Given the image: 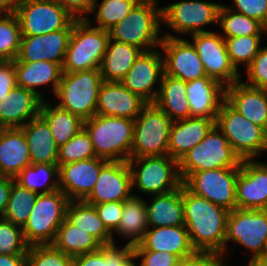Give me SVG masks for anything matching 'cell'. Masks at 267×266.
<instances>
[{"label":"cell","mask_w":267,"mask_h":266,"mask_svg":"<svg viewBox=\"0 0 267 266\" xmlns=\"http://www.w3.org/2000/svg\"><path fill=\"white\" fill-rule=\"evenodd\" d=\"M89 17L75 19L69 38L63 72L100 70L110 39L109 31L91 26Z\"/></svg>","instance_id":"cell-4"},{"label":"cell","mask_w":267,"mask_h":266,"mask_svg":"<svg viewBox=\"0 0 267 266\" xmlns=\"http://www.w3.org/2000/svg\"><path fill=\"white\" fill-rule=\"evenodd\" d=\"M74 21L66 28L36 36H22L18 62L48 61L63 66Z\"/></svg>","instance_id":"cell-21"},{"label":"cell","mask_w":267,"mask_h":266,"mask_svg":"<svg viewBox=\"0 0 267 266\" xmlns=\"http://www.w3.org/2000/svg\"><path fill=\"white\" fill-rule=\"evenodd\" d=\"M216 119L189 117L172 122L168 155L180 160L191 148L200 143L215 125Z\"/></svg>","instance_id":"cell-27"},{"label":"cell","mask_w":267,"mask_h":266,"mask_svg":"<svg viewBox=\"0 0 267 266\" xmlns=\"http://www.w3.org/2000/svg\"><path fill=\"white\" fill-rule=\"evenodd\" d=\"M64 7L74 18L86 19L92 9L95 0H53Z\"/></svg>","instance_id":"cell-54"},{"label":"cell","mask_w":267,"mask_h":266,"mask_svg":"<svg viewBox=\"0 0 267 266\" xmlns=\"http://www.w3.org/2000/svg\"><path fill=\"white\" fill-rule=\"evenodd\" d=\"M239 168H220L192 173L183 185L193 194L232 211L236 204Z\"/></svg>","instance_id":"cell-14"},{"label":"cell","mask_w":267,"mask_h":266,"mask_svg":"<svg viewBox=\"0 0 267 266\" xmlns=\"http://www.w3.org/2000/svg\"><path fill=\"white\" fill-rule=\"evenodd\" d=\"M146 105L121 82L103 81L98 92L96 114L135 120Z\"/></svg>","instance_id":"cell-22"},{"label":"cell","mask_w":267,"mask_h":266,"mask_svg":"<svg viewBox=\"0 0 267 266\" xmlns=\"http://www.w3.org/2000/svg\"><path fill=\"white\" fill-rule=\"evenodd\" d=\"M238 243L249 250L252 257H264L267 251V209L236 208L229 212L226 236L224 240V254L228 242Z\"/></svg>","instance_id":"cell-11"},{"label":"cell","mask_w":267,"mask_h":266,"mask_svg":"<svg viewBox=\"0 0 267 266\" xmlns=\"http://www.w3.org/2000/svg\"><path fill=\"white\" fill-rule=\"evenodd\" d=\"M221 3L198 0H182L162 6L163 24L174 33L192 35L207 32L202 27L218 24Z\"/></svg>","instance_id":"cell-13"},{"label":"cell","mask_w":267,"mask_h":266,"mask_svg":"<svg viewBox=\"0 0 267 266\" xmlns=\"http://www.w3.org/2000/svg\"><path fill=\"white\" fill-rule=\"evenodd\" d=\"M21 129L28 142L31 164H57L59 147L55 143L49 124L40 114Z\"/></svg>","instance_id":"cell-30"},{"label":"cell","mask_w":267,"mask_h":266,"mask_svg":"<svg viewBox=\"0 0 267 266\" xmlns=\"http://www.w3.org/2000/svg\"><path fill=\"white\" fill-rule=\"evenodd\" d=\"M134 260H138V258L134 255V253L123 263L122 266H137L136 263H134ZM138 266H141L140 263Z\"/></svg>","instance_id":"cell-59"},{"label":"cell","mask_w":267,"mask_h":266,"mask_svg":"<svg viewBox=\"0 0 267 266\" xmlns=\"http://www.w3.org/2000/svg\"><path fill=\"white\" fill-rule=\"evenodd\" d=\"M22 36H36L66 29L74 18L53 0H19L16 12Z\"/></svg>","instance_id":"cell-12"},{"label":"cell","mask_w":267,"mask_h":266,"mask_svg":"<svg viewBox=\"0 0 267 266\" xmlns=\"http://www.w3.org/2000/svg\"><path fill=\"white\" fill-rule=\"evenodd\" d=\"M160 49L163 52L164 73L166 75L185 82L207 76L204 65L192 42L172 33H166L163 34Z\"/></svg>","instance_id":"cell-16"},{"label":"cell","mask_w":267,"mask_h":266,"mask_svg":"<svg viewBox=\"0 0 267 266\" xmlns=\"http://www.w3.org/2000/svg\"><path fill=\"white\" fill-rule=\"evenodd\" d=\"M53 106L46 99L42 101L40 115L49 124L55 143L60 147L83 129L84 120L57 105Z\"/></svg>","instance_id":"cell-36"},{"label":"cell","mask_w":267,"mask_h":266,"mask_svg":"<svg viewBox=\"0 0 267 266\" xmlns=\"http://www.w3.org/2000/svg\"><path fill=\"white\" fill-rule=\"evenodd\" d=\"M14 181L13 177L0 175V217H2L5 212Z\"/></svg>","instance_id":"cell-55"},{"label":"cell","mask_w":267,"mask_h":266,"mask_svg":"<svg viewBox=\"0 0 267 266\" xmlns=\"http://www.w3.org/2000/svg\"><path fill=\"white\" fill-rule=\"evenodd\" d=\"M37 196V193L21 187L14 181L2 218L23 228L28 221Z\"/></svg>","instance_id":"cell-41"},{"label":"cell","mask_w":267,"mask_h":266,"mask_svg":"<svg viewBox=\"0 0 267 266\" xmlns=\"http://www.w3.org/2000/svg\"><path fill=\"white\" fill-rule=\"evenodd\" d=\"M141 0H95L91 15L95 14V27L109 31L123 20ZM99 5V6H98ZM98 6V7H97ZM96 12V13H94Z\"/></svg>","instance_id":"cell-42"},{"label":"cell","mask_w":267,"mask_h":266,"mask_svg":"<svg viewBox=\"0 0 267 266\" xmlns=\"http://www.w3.org/2000/svg\"><path fill=\"white\" fill-rule=\"evenodd\" d=\"M109 161L93 157L59 166V188L70 201H83Z\"/></svg>","instance_id":"cell-20"},{"label":"cell","mask_w":267,"mask_h":266,"mask_svg":"<svg viewBox=\"0 0 267 266\" xmlns=\"http://www.w3.org/2000/svg\"><path fill=\"white\" fill-rule=\"evenodd\" d=\"M262 38V35L224 37L230 61L237 71H240L238 65L243 64L246 69L253 62L261 50Z\"/></svg>","instance_id":"cell-43"},{"label":"cell","mask_w":267,"mask_h":266,"mask_svg":"<svg viewBox=\"0 0 267 266\" xmlns=\"http://www.w3.org/2000/svg\"><path fill=\"white\" fill-rule=\"evenodd\" d=\"M134 250L167 251L179 259L196 251L185 226L149 227L142 240L134 245Z\"/></svg>","instance_id":"cell-25"},{"label":"cell","mask_w":267,"mask_h":266,"mask_svg":"<svg viewBox=\"0 0 267 266\" xmlns=\"http://www.w3.org/2000/svg\"><path fill=\"white\" fill-rule=\"evenodd\" d=\"M234 6L227 5L233 11L257 19L267 28V0H233Z\"/></svg>","instance_id":"cell-49"},{"label":"cell","mask_w":267,"mask_h":266,"mask_svg":"<svg viewBox=\"0 0 267 266\" xmlns=\"http://www.w3.org/2000/svg\"><path fill=\"white\" fill-rule=\"evenodd\" d=\"M186 92L191 117L217 118L225 100V87L206 76L186 82Z\"/></svg>","instance_id":"cell-26"},{"label":"cell","mask_w":267,"mask_h":266,"mask_svg":"<svg viewBox=\"0 0 267 266\" xmlns=\"http://www.w3.org/2000/svg\"><path fill=\"white\" fill-rule=\"evenodd\" d=\"M94 207L103 225L112 234L120 224L123 202L111 201L94 205Z\"/></svg>","instance_id":"cell-50"},{"label":"cell","mask_w":267,"mask_h":266,"mask_svg":"<svg viewBox=\"0 0 267 266\" xmlns=\"http://www.w3.org/2000/svg\"><path fill=\"white\" fill-rule=\"evenodd\" d=\"M242 160L234 152L222 131L214 125L206 137L179 161L184 182L192 173L220 168H239Z\"/></svg>","instance_id":"cell-5"},{"label":"cell","mask_w":267,"mask_h":266,"mask_svg":"<svg viewBox=\"0 0 267 266\" xmlns=\"http://www.w3.org/2000/svg\"><path fill=\"white\" fill-rule=\"evenodd\" d=\"M157 1L141 0L130 13L110 30V39L138 47L142 52L160 47L162 7Z\"/></svg>","instance_id":"cell-2"},{"label":"cell","mask_w":267,"mask_h":266,"mask_svg":"<svg viewBox=\"0 0 267 266\" xmlns=\"http://www.w3.org/2000/svg\"><path fill=\"white\" fill-rule=\"evenodd\" d=\"M68 197L60 190L38 194L27 223L22 228L29 245L52 244L57 230L66 218Z\"/></svg>","instance_id":"cell-9"},{"label":"cell","mask_w":267,"mask_h":266,"mask_svg":"<svg viewBox=\"0 0 267 266\" xmlns=\"http://www.w3.org/2000/svg\"><path fill=\"white\" fill-rule=\"evenodd\" d=\"M141 52L138 47L109 39L100 65L103 81L120 82Z\"/></svg>","instance_id":"cell-33"},{"label":"cell","mask_w":267,"mask_h":266,"mask_svg":"<svg viewBox=\"0 0 267 266\" xmlns=\"http://www.w3.org/2000/svg\"><path fill=\"white\" fill-rule=\"evenodd\" d=\"M21 27L15 13L0 14V58L16 60L21 44Z\"/></svg>","instance_id":"cell-44"},{"label":"cell","mask_w":267,"mask_h":266,"mask_svg":"<svg viewBox=\"0 0 267 266\" xmlns=\"http://www.w3.org/2000/svg\"><path fill=\"white\" fill-rule=\"evenodd\" d=\"M52 245L71 257L86 254L101 247L90 233L73 226L66 219L59 226Z\"/></svg>","instance_id":"cell-38"},{"label":"cell","mask_w":267,"mask_h":266,"mask_svg":"<svg viewBox=\"0 0 267 266\" xmlns=\"http://www.w3.org/2000/svg\"><path fill=\"white\" fill-rule=\"evenodd\" d=\"M164 73V58L160 50L143 51L133 66L120 81L127 89L138 95L147 104H153Z\"/></svg>","instance_id":"cell-17"},{"label":"cell","mask_w":267,"mask_h":266,"mask_svg":"<svg viewBox=\"0 0 267 266\" xmlns=\"http://www.w3.org/2000/svg\"><path fill=\"white\" fill-rule=\"evenodd\" d=\"M131 171L127 161H109L100 171L91 193L83 200L90 205L124 202L132 196Z\"/></svg>","instance_id":"cell-18"},{"label":"cell","mask_w":267,"mask_h":266,"mask_svg":"<svg viewBox=\"0 0 267 266\" xmlns=\"http://www.w3.org/2000/svg\"><path fill=\"white\" fill-rule=\"evenodd\" d=\"M95 155L107 161H128L131 158L134 120L95 114L84 120Z\"/></svg>","instance_id":"cell-3"},{"label":"cell","mask_w":267,"mask_h":266,"mask_svg":"<svg viewBox=\"0 0 267 266\" xmlns=\"http://www.w3.org/2000/svg\"><path fill=\"white\" fill-rule=\"evenodd\" d=\"M17 86L14 60H3L0 63V100L7 97Z\"/></svg>","instance_id":"cell-53"},{"label":"cell","mask_w":267,"mask_h":266,"mask_svg":"<svg viewBox=\"0 0 267 266\" xmlns=\"http://www.w3.org/2000/svg\"><path fill=\"white\" fill-rule=\"evenodd\" d=\"M186 82L163 73L154 105L167 114L172 121L191 117L186 99Z\"/></svg>","instance_id":"cell-32"},{"label":"cell","mask_w":267,"mask_h":266,"mask_svg":"<svg viewBox=\"0 0 267 266\" xmlns=\"http://www.w3.org/2000/svg\"><path fill=\"white\" fill-rule=\"evenodd\" d=\"M0 266H26V255L0 254Z\"/></svg>","instance_id":"cell-56"},{"label":"cell","mask_w":267,"mask_h":266,"mask_svg":"<svg viewBox=\"0 0 267 266\" xmlns=\"http://www.w3.org/2000/svg\"><path fill=\"white\" fill-rule=\"evenodd\" d=\"M14 68L17 86L36 93L43 101L45 100L44 96L37 90V87H43L50 83L53 86V94H55L63 73L61 65L43 60L36 62L14 60Z\"/></svg>","instance_id":"cell-29"},{"label":"cell","mask_w":267,"mask_h":266,"mask_svg":"<svg viewBox=\"0 0 267 266\" xmlns=\"http://www.w3.org/2000/svg\"><path fill=\"white\" fill-rule=\"evenodd\" d=\"M31 165L30 151L21 128L0 129V175L15 178Z\"/></svg>","instance_id":"cell-28"},{"label":"cell","mask_w":267,"mask_h":266,"mask_svg":"<svg viewBox=\"0 0 267 266\" xmlns=\"http://www.w3.org/2000/svg\"><path fill=\"white\" fill-rule=\"evenodd\" d=\"M248 266H267V258L265 257H250Z\"/></svg>","instance_id":"cell-58"},{"label":"cell","mask_w":267,"mask_h":266,"mask_svg":"<svg viewBox=\"0 0 267 266\" xmlns=\"http://www.w3.org/2000/svg\"><path fill=\"white\" fill-rule=\"evenodd\" d=\"M225 101L267 132V89L249 86L241 79L225 88Z\"/></svg>","instance_id":"cell-23"},{"label":"cell","mask_w":267,"mask_h":266,"mask_svg":"<svg viewBox=\"0 0 267 266\" xmlns=\"http://www.w3.org/2000/svg\"><path fill=\"white\" fill-rule=\"evenodd\" d=\"M148 228L146 201L133 194L123 202L120 224L112 233L113 243H116L113 234H120L121 237L129 238L127 243L134 246L142 240Z\"/></svg>","instance_id":"cell-34"},{"label":"cell","mask_w":267,"mask_h":266,"mask_svg":"<svg viewBox=\"0 0 267 266\" xmlns=\"http://www.w3.org/2000/svg\"><path fill=\"white\" fill-rule=\"evenodd\" d=\"M95 155L89 134L83 128L75 134L66 144L59 147L57 165L87 160Z\"/></svg>","instance_id":"cell-45"},{"label":"cell","mask_w":267,"mask_h":266,"mask_svg":"<svg viewBox=\"0 0 267 266\" xmlns=\"http://www.w3.org/2000/svg\"><path fill=\"white\" fill-rule=\"evenodd\" d=\"M223 255L207 251H195L192 255L179 259L177 266H227Z\"/></svg>","instance_id":"cell-52"},{"label":"cell","mask_w":267,"mask_h":266,"mask_svg":"<svg viewBox=\"0 0 267 266\" xmlns=\"http://www.w3.org/2000/svg\"><path fill=\"white\" fill-rule=\"evenodd\" d=\"M190 36L208 77L225 88L242 79L230 61L223 36L210 30Z\"/></svg>","instance_id":"cell-15"},{"label":"cell","mask_w":267,"mask_h":266,"mask_svg":"<svg viewBox=\"0 0 267 266\" xmlns=\"http://www.w3.org/2000/svg\"><path fill=\"white\" fill-rule=\"evenodd\" d=\"M133 253L134 246L128 243L123 247L104 244L98 250L73 257V266H122Z\"/></svg>","instance_id":"cell-40"},{"label":"cell","mask_w":267,"mask_h":266,"mask_svg":"<svg viewBox=\"0 0 267 266\" xmlns=\"http://www.w3.org/2000/svg\"><path fill=\"white\" fill-rule=\"evenodd\" d=\"M103 82L100 70L63 72L55 96L59 108L79 116L82 120L96 114L98 92Z\"/></svg>","instance_id":"cell-7"},{"label":"cell","mask_w":267,"mask_h":266,"mask_svg":"<svg viewBox=\"0 0 267 266\" xmlns=\"http://www.w3.org/2000/svg\"><path fill=\"white\" fill-rule=\"evenodd\" d=\"M26 266H73V257L52 244L32 245L27 251Z\"/></svg>","instance_id":"cell-46"},{"label":"cell","mask_w":267,"mask_h":266,"mask_svg":"<svg viewBox=\"0 0 267 266\" xmlns=\"http://www.w3.org/2000/svg\"><path fill=\"white\" fill-rule=\"evenodd\" d=\"M19 0H0V14L15 13Z\"/></svg>","instance_id":"cell-57"},{"label":"cell","mask_w":267,"mask_h":266,"mask_svg":"<svg viewBox=\"0 0 267 266\" xmlns=\"http://www.w3.org/2000/svg\"><path fill=\"white\" fill-rule=\"evenodd\" d=\"M14 180L21 187L37 194L51 193L60 189L59 166L57 164H31L26 166Z\"/></svg>","instance_id":"cell-37"},{"label":"cell","mask_w":267,"mask_h":266,"mask_svg":"<svg viewBox=\"0 0 267 266\" xmlns=\"http://www.w3.org/2000/svg\"><path fill=\"white\" fill-rule=\"evenodd\" d=\"M218 26L223 37H240L267 34V28L257 19L248 17L221 5Z\"/></svg>","instance_id":"cell-39"},{"label":"cell","mask_w":267,"mask_h":266,"mask_svg":"<svg viewBox=\"0 0 267 266\" xmlns=\"http://www.w3.org/2000/svg\"><path fill=\"white\" fill-rule=\"evenodd\" d=\"M28 248L22 228L0 217V254L27 255Z\"/></svg>","instance_id":"cell-47"},{"label":"cell","mask_w":267,"mask_h":266,"mask_svg":"<svg viewBox=\"0 0 267 266\" xmlns=\"http://www.w3.org/2000/svg\"><path fill=\"white\" fill-rule=\"evenodd\" d=\"M237 208L267 209V164L242 160L236 181Z\"/></svg>","instance_id":"cell-19"},{"label":"cell","mask_w":267,"mask_h":266,"mask_svg":"<svg viewBox=\"0 0 267 266\" xmlns=\"http://www.w3.org/2000/svg\"><path fill=\"white\" fill-rule=\"evenodd\" d=\"M215 125L222 131L241 160H254L267 148V132L233 109L221 103Z\"/></svg>","instance_id":"cell-8"},{"label":"cell","mask_w":267,"mask_h":266,"mask_svg":"<svg viewBox=\"0 0 267 266\" xmlns=\"http://www.w3.org/2000/svg\"><path fill=\"white\" fill-rule=\"evenodd\" d=\"M134 255L142 259L141 266H177L179 258L167 251L134 250Z\"/></svg>","instance_id":"cell-51"},{"label":"cell","mask_w":267,"mask_h":266,"mask_svg":"<svg viewBox=\"0 0 267 266\" xmlns=\"http://www.w3.org/2000/svg\"><path fill=\"white\" fill-rule=\"evenodd\" d=\"M172 122L154 104H147L134 120L131 158L168 155Z\"/></svg>","instance_id":"cell-10"},{"label":"cell","mask_w":267,"mask_h":266,"mask_svg":"<svg viewBox=\"0 0 267 266\" xmlns=\"http://www.w3.org/2000/svg\"><path fill=\"white\" fill-rule=\"evenodd\" d=\"M132 190L148 195L168 193L183 185L178 160L169 155L130 158Z\"/></svg>","instance_id":"cell-6"},{"label":"cell","mask_w":267,"mask_h":266,"mask_svg":"<svg viewBox=\"0 0 267 266\" xmlns=\"http://www.w3.org/2000/svg\"><path fill=\"white\" fill-rule=\"evenodd\" d=\"M42 101L36 93L16 86L0 100V129L23 127L40 114Z\"/></svg>","instance_id":"cell-24"},{"label":"cell","mask_w":267,"mask_h":266,"mask_svg":"<svg viewBox=\"0 0 267 266\" xmlns=\"http://www.w3.org/2000/svg\"><path fill=\"white\" fill-rule=\"evenodd\" d=\"M65 219L90 233L101 245L113 243L112 234L103 225L93 205L84 201H69Z\"/></svg>","instance_id":"cell-35"},{"label":"cell","mask_w":267,"mask_h":266,"mask_svg":"<svg viewBox=\"0 0 267 266\" xmlns=\"http://www.w3.org/2000/svg\"><path fill=\"white\" fill-rule=\"evenodd\" d=\"M152 198L151 203L146 202L149 227L185 226L182 186Z\"/></svg>","instance_id":"cell-31"},{"label":"cell","mask_w":267,"mask_h":266,"mask_svg":"<svg viewBox=\"0 0 267 266\" xmlns=\"http://www.w3.org/2000/svg\"><path fill=\"white\" fill-rule=\"evenodd\" d=\"M184 221L192 247L196 251L224 254L229 210L199 197L182 185Z\"/></svg>","instance_id":"cell-1"},{"label":"cell","mask_w":267,"mask_h":266,"mask_svg":"<svg viewBox=\"0 0 267 266\" xmlns=\"http://www.w3.org/2000/svg\"><path fill=\"white\" fill-rule=\"evenodd\" d=\"M247 81L245 84L267 89V46L261 47V50L254 58L253 62L245 69Z\"/></svg>","instance_id":"cell-48"}]
</instances>
